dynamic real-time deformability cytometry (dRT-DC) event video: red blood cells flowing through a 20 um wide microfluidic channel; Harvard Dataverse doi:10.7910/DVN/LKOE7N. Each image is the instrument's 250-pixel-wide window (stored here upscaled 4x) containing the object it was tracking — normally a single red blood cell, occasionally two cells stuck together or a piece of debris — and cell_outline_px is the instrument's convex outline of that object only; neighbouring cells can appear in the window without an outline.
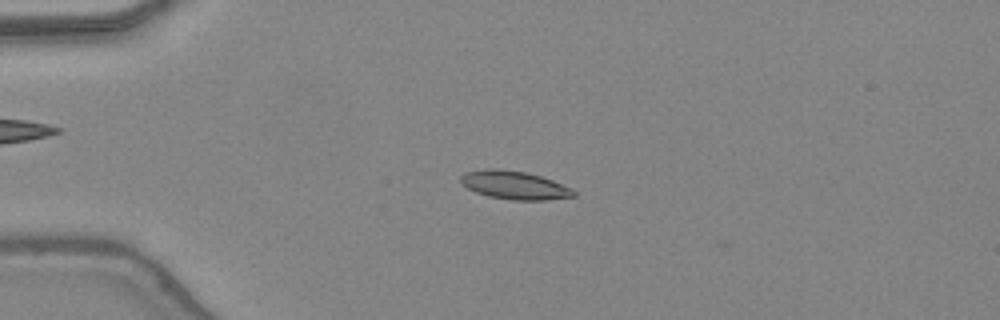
{"species": "common noctule bat (a hibernating species)", "species_latin": "Nyctalus noctula", "temperature_condition": "warm", "stored_images_in_passage": 37, "camera_frame_rate_fps": 3000, "um_per_image_px": 0.085, "animal": {"sex": "female", "body_mass_g": 24.6, "forearm_length_mm": 56.2}, "frame": {"image": 1, "passage_image": 2, "time_ms": 0.333, "image_size_px": [1000, 320], "cell_outline_px": [[576, 196], [548, 200], [512, 200], [488, 196], [476, 192], [460, 184], [460, 176], [464, 172], [488, 168], [496, 168], [524, 172], [540, 176], [552, 180], [572, 188], [576, 192]], "centroid_in_image_um": [43.71, 15.74], "position_along_channel_um": 41.3, "area_um2": 18.73}}
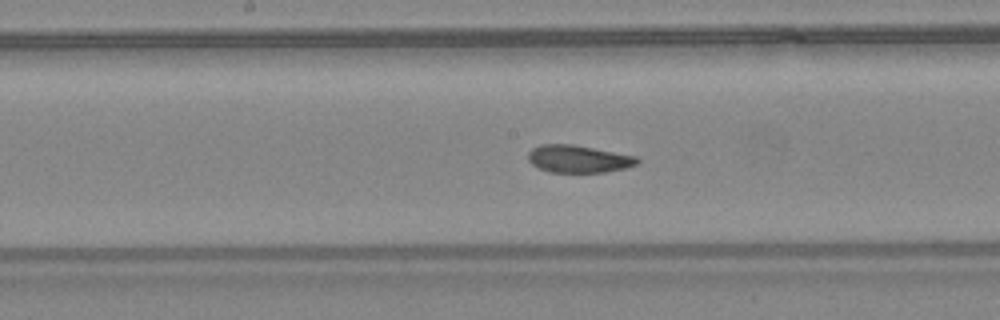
{"frame": {"image": 2, "passage_image": 15, "time_ms": 4.667, "image_size_px": [1000, 320], "cell_outline_px": [[640, 160], [636, 164], [624, 168], [604, 172], [548, 172], [532, 164], [528, 160], [528, 152], [532, 148], [540, 144], [572, 144], [636, 156]], "centroid_in_image_um": [49.13, 13.5], "position_along_channel_um": 199.1, "area_um2": 17.34}}
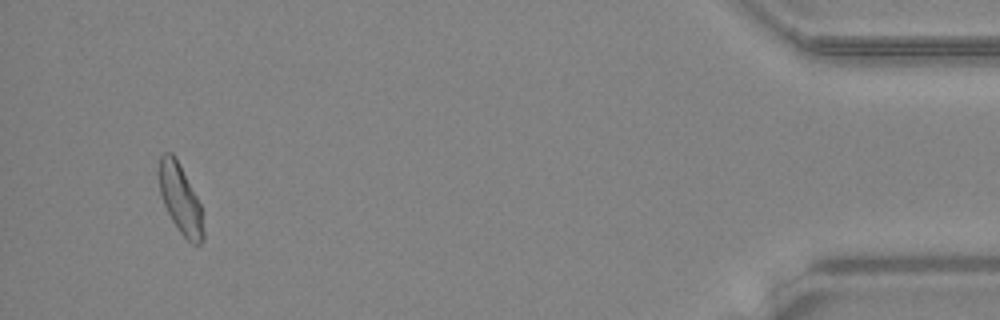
{"frame": {"image": 3, "passage_image": 35, "time_ms": 11.333, "image_size_px": [1000, 320], "cell_outline_px": [[204, 240], [200, 244], [192, 244], [180, 232], [172, 220], [164, 204], [160, 192], [160, 156], [164, 152], [172, 152], [176, 156], [200, 204], [204, 232]], "centroid_in_image_um": [15.35, 16.93], "position_along_channel_um": 419.9, "area_um2": 17.57}, "authors_computed_cell_mechanics": {"area_um2": 17.9758, "velocity_mm_per_s": 4.4174, "shape_relaxation_time_tau1_ms": 4.4851, "shape_relaxation_time_tau2_ms": 2.5784, "deformation_change_tau1": 0.1384, "deformation_change_tau2": 0.0973}}